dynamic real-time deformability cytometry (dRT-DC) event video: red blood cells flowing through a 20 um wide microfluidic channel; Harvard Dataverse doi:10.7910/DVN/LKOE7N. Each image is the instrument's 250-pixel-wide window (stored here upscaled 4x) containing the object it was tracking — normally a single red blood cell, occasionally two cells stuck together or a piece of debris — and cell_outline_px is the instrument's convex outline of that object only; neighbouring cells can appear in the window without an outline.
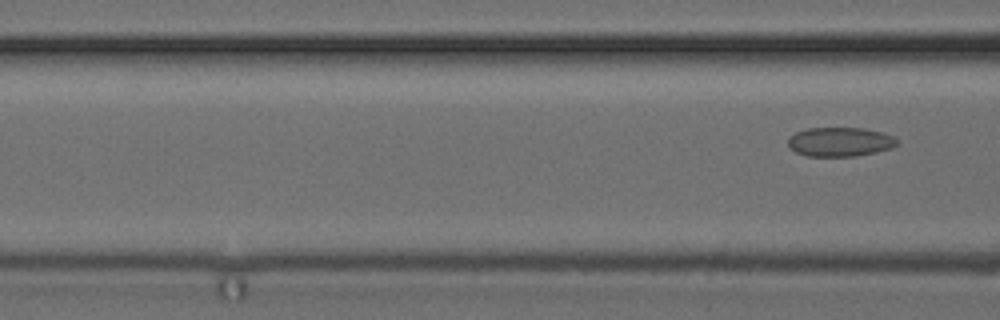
{"species": "common noctule bat (a hibernating species)", "species_latin": "Nyctalus noctula", "temperature_condition": "cold", "stored_images_in_passage": 4, "segment_of_instrument_passage": [2, 2], "camera_frame_rate_fps": 3000, "um_per_image_px": 0.085, "animal": {"sex": "female", "body_mass_g": 24.6, "forearm_length_mm": 56.2}, "frame": {"image": 1, "passage_image": 4, "time_ms": 1.0, "image_size_px": [1000, 320], "cell_outline_px": [[896, 144], [892, 148], [876, 152], [856, 156], [808, 156], [796, 152], [788, 144], [788, 136], [796, 132], [808, 128], [864, 128], [880, 132], [892, 136], [896, 140]], "centroid_in_image_um": [71.37, 12.05], "position_along_channel_um": 95.2, "area_um2": 18.38}}